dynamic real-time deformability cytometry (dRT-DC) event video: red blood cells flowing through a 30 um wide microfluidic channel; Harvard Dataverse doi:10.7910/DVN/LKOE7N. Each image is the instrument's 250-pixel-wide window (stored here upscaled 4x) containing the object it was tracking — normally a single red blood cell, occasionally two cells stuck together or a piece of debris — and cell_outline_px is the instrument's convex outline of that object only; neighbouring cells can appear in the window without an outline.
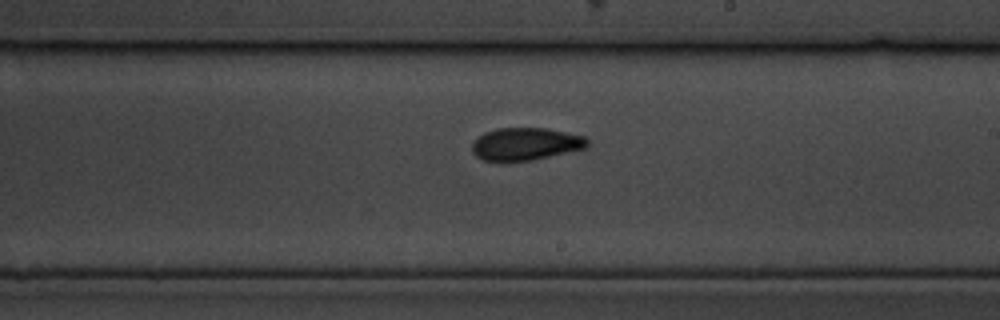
{"species": "common noctule bat (a hibernating species)", "species_latin": "Nyctalus noctula", "temperature_condition": "cold", "stored_images_in_passage": 11, "segment_of_instrument_passage": [2, 2], "camera_frame_rate_fps": 3000, "um_per_image_px": 0.085, "animal": {"sex": "male", "body_mass_g": 19.5, "forearm_length_mm": 54.6}, "frame": {"image": 1, "passage_image": 11, "time_ms": 13.0, "image_size_px": [1000, 320], "cell_outline_px": [[588, 144], [584, 148], [532, 160], [504, 164], [500, 164], [484, 160], [476, 156], [472, 152], [472, 144], [484, 132], [496, 128], [544, 128], [584, 136], [588, 140]], "centroid_in_image_um": [44.6, 12.27], "position_along_channel_um": 244.4, "area_um2": 22.14}}